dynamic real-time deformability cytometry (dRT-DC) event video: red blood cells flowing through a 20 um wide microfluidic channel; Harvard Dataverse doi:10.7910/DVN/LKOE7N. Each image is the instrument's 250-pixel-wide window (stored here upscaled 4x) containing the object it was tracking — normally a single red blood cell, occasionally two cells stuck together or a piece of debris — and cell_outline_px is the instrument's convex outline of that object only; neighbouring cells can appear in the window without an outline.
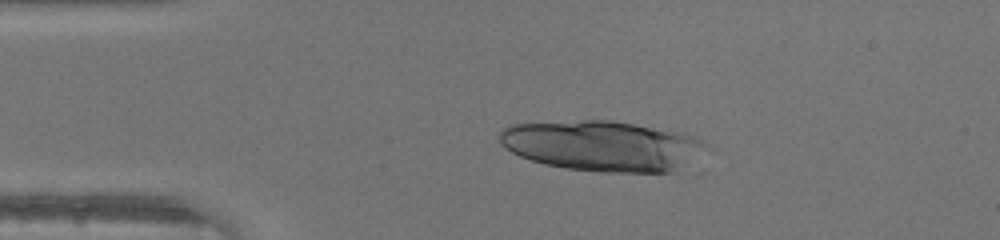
{"species": "human", "species_latin": "Homo sapiens", "temperature_condition": "warm", "stored_images_in_passage": 19, "camera_frame_rate_fps": 3000, "um_per_image_px": 0.085, "donor": {"sex": "male"}, "frame": {"image": 1, "passage_image": 9, "time_ms": 2.667, "image_size_px": [1000, 240], "cell_outline_px": [[716, 152], [676, 172], [600, 172], [564, 168], [544, 164], [520, 156], [504, 148], [500, 144], [500, 128], [508, 124], [580, 120], [608, 120], [632, 124], [676, 132], [696, 136], [716, 148]], "centroid_in_image_um": [51.36, 12.42], "position_along_channel_um": 33.6, "area_um2": 62.25}}